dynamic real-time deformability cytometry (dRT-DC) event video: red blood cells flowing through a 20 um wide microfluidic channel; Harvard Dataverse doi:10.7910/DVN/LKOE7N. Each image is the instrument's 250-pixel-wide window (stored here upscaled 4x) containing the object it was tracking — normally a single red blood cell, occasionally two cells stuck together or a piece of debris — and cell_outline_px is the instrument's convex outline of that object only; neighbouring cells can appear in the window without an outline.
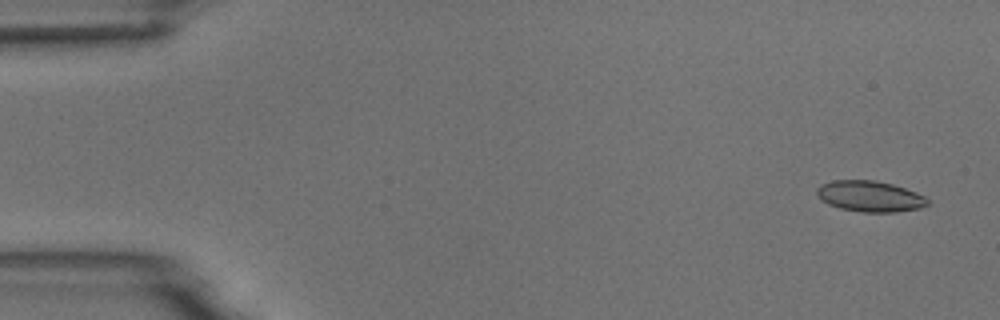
{"species": "common noctule bat (a hibernating species)", "species_latin": "Nyctalus noctula", "temperature_condition": "room temperature", "stored_images_in_passage": 54, "camera_frame_rate_fps": 3000, "um_per_image_px": 0.085, "animal": {"sex": "male", "body_mass_g": 18.8}, "frame": {"image": 1, "passage_image": 3, "time_ms": 0.667, "image_size_px": [1000, 320], "cell_outline_px": [[928, 204], [920, 208], [896, 212], [860, 212], [840, 208], [828, 204], [820, 200], [816, 192], [816, 188], [820, 184], [832, 180], [872, 180], [892, 184], [916, 192], [924, 196], [928, 200]], "centroid_in_image_um": [73.9, 16.68], "position_along_channel_um": 11.1, "area_um2": 20.0}}
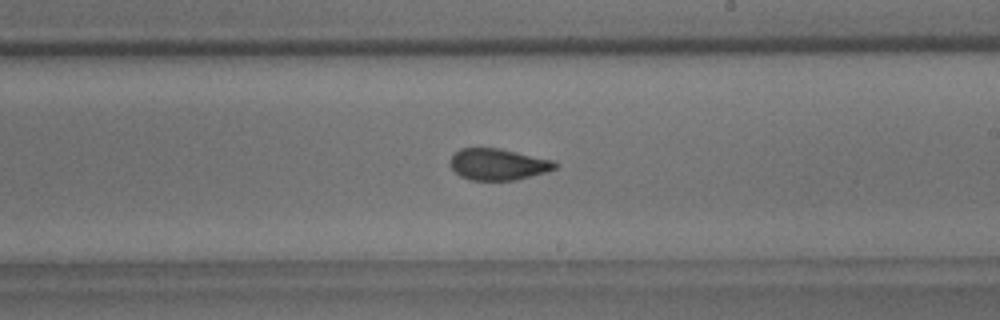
{"frame": {"image": 2, "passage_image": 32, "time_ms": 10.333, "image_size_px": [1000, 320], "cell_outline_px": [[556, 168], [544, 172], [516, 180], [468, 180], [460, 176], [448, 164], [448, 160], [460, 148], [500, 148], [552, 160], [556, 164]], "centroid_in_image_um": [42.27, 13.97], "position_along_channel_um": 246.7, "area_um2": 19.13}}
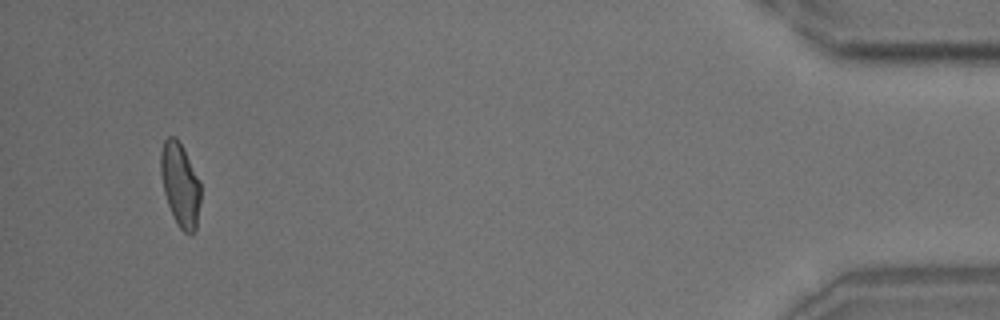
{"frame": {"image": 3, "passage_image": 52, "time_ms": 17.0, "image_size_px": [1000, 320], "cell_outline_px": [[200, 200], [196, 232], [192, 236], [188, 236], [176, 224], [168, 204], [164, 192], [160, 172], [160, 152], [164, 140], [168, 136], [176, 136], [200, 180]], "centroid_in_image_um": [15.32, 15.74], "position_along_channel_um": 419.9, "area_um2": 19.65}}